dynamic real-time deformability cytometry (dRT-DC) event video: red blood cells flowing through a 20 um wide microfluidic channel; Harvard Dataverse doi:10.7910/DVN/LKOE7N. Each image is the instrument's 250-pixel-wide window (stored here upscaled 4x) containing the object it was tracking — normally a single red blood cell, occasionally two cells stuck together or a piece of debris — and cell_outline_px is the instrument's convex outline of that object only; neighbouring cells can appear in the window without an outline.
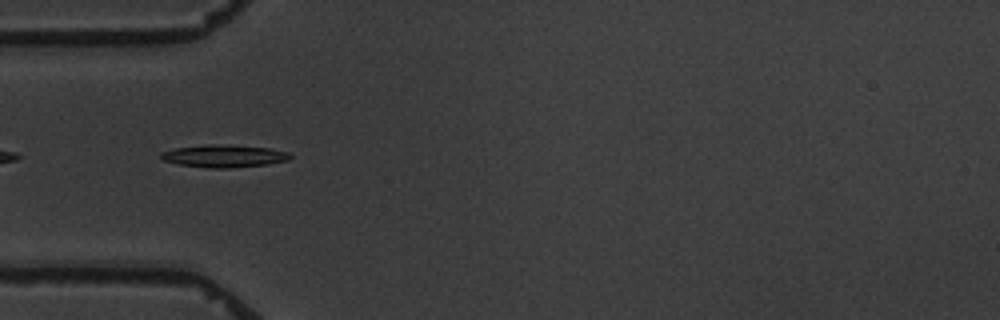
{"species": "common noctule bat (a hibernating species)", "species_latin": "Nyctalus noctula", "temperature_condition": "warm", "stored_images_in_passage": 11, "camera_frame_rate_fps": 3000, "um_per_image_px": 0.085, "animal": {"sex": "male", "body_mass_g": 19.5, "forearm_length_mm": 54.6}, "frame": {"image": 1, "passage_image": 1, "time_ms": 0.0, "image_size_px": [1000, 320], "cell_outline_px": [[292, 156], [288, 160], [268, 164], [228, 168], [208, 168], [180, 164], [164, 160], [160, 156], [160, 152], [176, 148], [208, 144], [216, 144], [272, 148], [288, 152]], "centroid_in_image_um": [19.06, 13.26], "position_along_channel_um": 65.9, "area_um2": 16.82}}
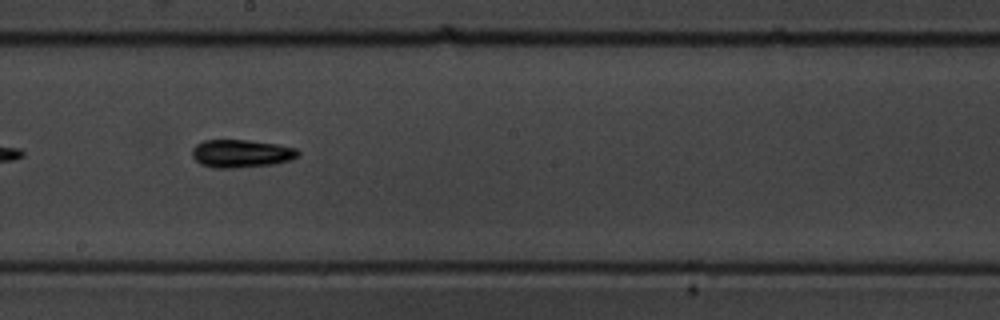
{"frame": {"image": 2, "passage_image": 5, "time_ms": 4.667, "image_size_px": [1000, 320], "cell_outline_px": [[300, 156], [292, 160], [276, 164], [232, 168], [216, 168], [200, 164], [192, 156], [192, 148], [196, 144], [204, 140], [248, 140], [276, 144], [296, 148], [300, 152]], "centroid_in_image_um": [20.53, 13.05], "position_along_channel_um": 227.7, "area_um2": 17.4}}
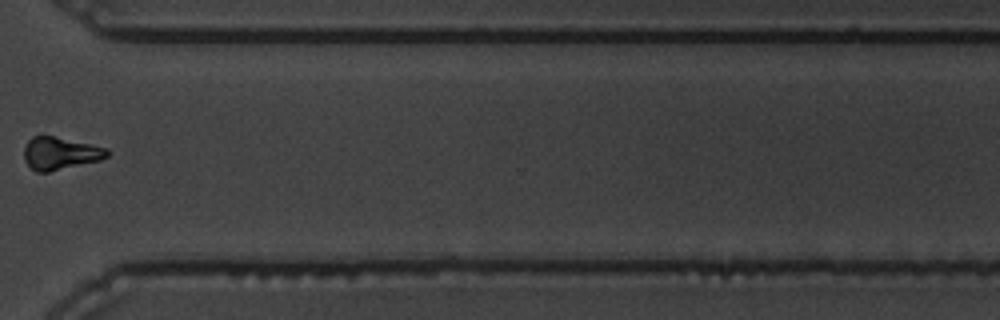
{"frame": {"image": 3, "passage_image": 8, "time_ms": 8.667, "image_size_px": [1000, 320], "cell_outline_px": [[108, 156], [100, 160], [48, 172], [36, 172], [24, 160], [24, 148], [28, 140], [32, 136], [56, 136], [108, 148]], "centroid_in_image_um": [5.11, 13.03], "position_along_channel_um": 365.5, "area_um2": 15.72}, "authors_computed_cell_mechanics": {"area_um2": 15.6638, "velocity_mm_per_s": 3.4502, "shape_relaxation_time_tau1_ms": 4.9178, "shape_relaxation_time_tau2_ms": null, "deformation_change_tau1": 0.1589, "deformation_change_tau2": null}}